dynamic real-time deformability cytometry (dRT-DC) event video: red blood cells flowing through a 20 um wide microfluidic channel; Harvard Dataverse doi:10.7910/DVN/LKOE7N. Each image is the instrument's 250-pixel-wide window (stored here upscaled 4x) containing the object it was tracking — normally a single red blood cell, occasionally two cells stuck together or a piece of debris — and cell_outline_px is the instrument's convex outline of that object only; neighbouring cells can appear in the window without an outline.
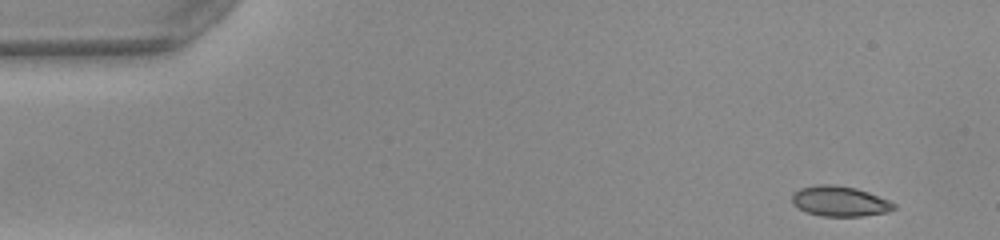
{"species": "common noctule bat (a hibernating species)", "species_latin": "Nyctalus noctula", "temperature_condition": "warm", "stored_images_in_passage": 13, "segment_of_instrument_passage": [1, 2], "camera_frame_rate_fps": 3000, "um_per_image_px": 0.085, "animal": {"sex": "female", "body_mass_g": 22.0, "forearm_length_mm": 56.7}, "frame": {"image": 1, "passage_image": 1, "time_ms": 0.0, "image_size_px": [1000, 240], "cell_outline_px": [[896, 208], [888, 212], [864, 216], [820, 216], [808, 212], [792, 204], [792, 192], [800, 188], [816, 184], [836, 184], [856, 188], [868, 192], [888, 200], [896, 204]], "centroid_in_image_um": [71.37, 17.09], "position_along_channel_um": 13.6, "area_um2": 18.09}}